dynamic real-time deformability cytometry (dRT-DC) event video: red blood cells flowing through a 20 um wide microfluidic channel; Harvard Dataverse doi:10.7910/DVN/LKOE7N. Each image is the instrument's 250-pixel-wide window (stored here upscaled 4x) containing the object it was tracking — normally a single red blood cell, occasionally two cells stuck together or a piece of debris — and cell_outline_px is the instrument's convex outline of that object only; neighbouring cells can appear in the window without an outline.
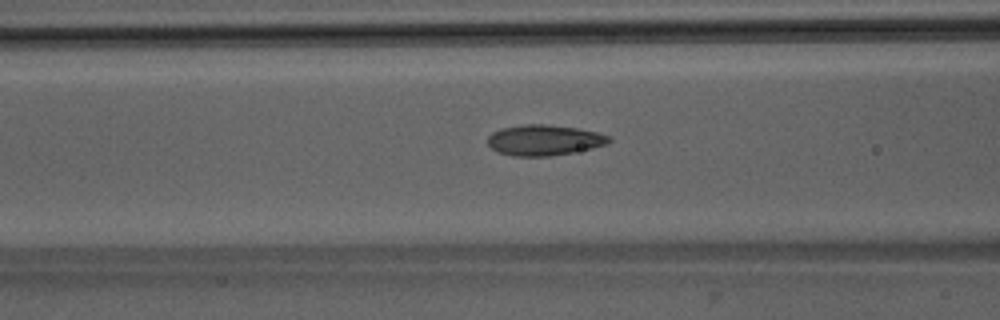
{"species": "Egyptian fruit bat (a non-hibernating species)", "species_latin": "Rousettus aegyptiacus", "temperature_condition": "room temperature", "stored_images_in_passage": 49, "camera_frame_rate_fps": 3000, "um_per_image_px": 0.085, "animal": {"sex": "male"}, "frame": {"image": 1, "passage_image": 21, "time_ms": 6.667, "image_size_px": [1000, 320], "cell_outline_px": [[612, 140], [608, 144], [592, 148], [572, 152], [548, 156], [512, 156], [496, 152], [488, 144], [488, 136], [492, 132], [500, 128], [524, 124], [544, 124], [576, 128], [596, 132], [612, 136]], "centroid_in_image_um": [46.24, 11.91], "position_along_channel_um": 120.4, "area_um2": 21.73}}
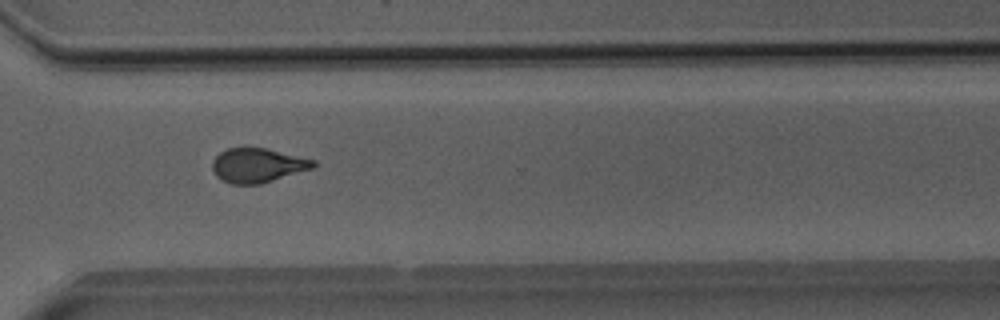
{"frame": {"image": 2, "passage_image": 38, "time_ms": 12.333, "image_size_px": [1000, 320], "cell_outline_px": [[316, 164], [312, 168], [260, 184], [232, 184], [216, 176], [212, 168], [212, 160], [220, 152], [228, 148], [268, 148], [316, 160]], "centroid_in_image_um": [21.89, 14.04], "position_along_channel_um": 348.7, "area_um2": 20.06}}
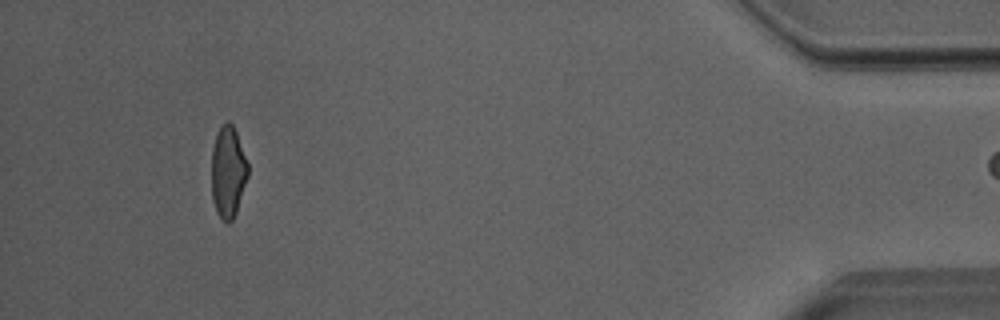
{"frame": {"image": 3, "passage_image": 48, "time_ms": 15.667, "image_size_px": [1000, 320], "cell_outline_px": [[248, 176], [236, 212], [232, 220], [228, 224], [220, 220], [216, 212], [212, 200], [212, 148], [216, 132], [228, 120], [232, 124], [236, 132], [248, 164]], "centroid_in_image_um": [19.37, 14.65], "position_along_channel_um": 415.8, "area_um2": 19.48}}